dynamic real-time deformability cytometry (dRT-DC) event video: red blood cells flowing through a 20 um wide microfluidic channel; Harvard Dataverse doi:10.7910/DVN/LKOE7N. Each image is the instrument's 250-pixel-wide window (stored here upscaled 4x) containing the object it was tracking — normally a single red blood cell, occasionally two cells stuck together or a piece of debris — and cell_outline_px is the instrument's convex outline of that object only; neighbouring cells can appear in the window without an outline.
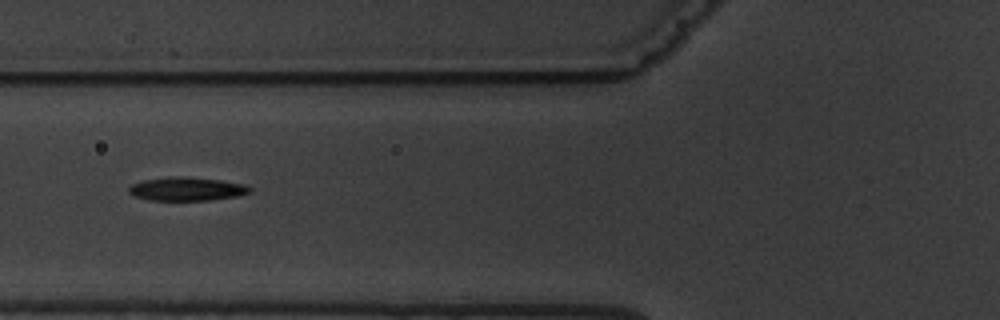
{"species": "common noctule bat (a hibernating species)", "species_latin": "Nyctalus noctula", "temperature_condition": "warm", "stored_images_in_passage": 9, "camera_frame_rate_fps": 3000, "um_per_image_px": 0.085, "animal": {"sex": "male", "body_mass_g": 19.5, "forearm_length_mm": 54.6}, "frame": {"image": 1, "passage_image": 4, "time_ms": 3.333, "image_size_px": [1000, 320], "cell_outline_px": [[252, 192], [236, 196], [208, 200], [148, 200], [132, 196], [128, 192], [128, 188], [132, 184], [144, 180], [172, 176], [188, 176], [220, 180], [244, 184], [252, 188]], "centroid_in_image_um": [15.85, 16.05], "position_along_channel_um": 109.9, "area_um2": 16.7}}